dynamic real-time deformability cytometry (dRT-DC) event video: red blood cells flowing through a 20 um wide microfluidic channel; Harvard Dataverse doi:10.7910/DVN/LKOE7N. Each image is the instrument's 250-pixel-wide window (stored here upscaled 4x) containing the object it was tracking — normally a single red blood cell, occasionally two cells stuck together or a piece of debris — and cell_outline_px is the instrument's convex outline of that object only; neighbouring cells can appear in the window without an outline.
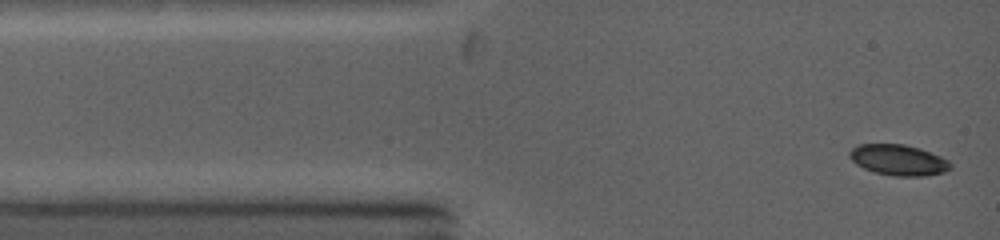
{"species": "common noctule bat (a hibernating species)", "species_latin": "Nyctalus noctula", "temperature_condition": "warm", "stored_images_in_passage": 43, "camera_frame_rate_fps": 5000, "um_per_image_px": 0.085, "animal": {"sex": "female", "body_mass_g": 19.0, "forearm_length_mm": 53.3}, "frame": {"image": 1, "passage_image": 1, "time_ms": 0.0, "image_size_px": [1000, 240], "cell_outline_px": [[952, 168], [944, 172], [928, 176], [896, 176], [876, 172], [864, 168], [856, 164], [848, 156], [848, 152], [856, 144], [904, 144], [920, 148], [940, 156], [948, 160], [952, 164]], "centroid_in_image_um": [76.37, 13.59], "position_along_channel_um": 8.6, "area_um2": 18.21}}
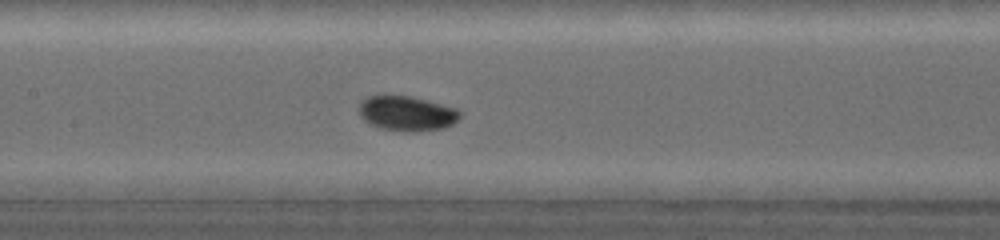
{"frame": {"image": 2, "passage_image": 17, "time_ms": 5.0, "image_size_px": [1000, 240], "cell_outline_px": [[460, 120], [444, 128], [416, 132], [404, 132], [380, 128], [368, 124], [360, 116], [360, 104], [368, 96], [408, 96], [456, 108], [460, 112]], "centroid_in_image_um": [34.59, 9.67], "position_along_channel_um": 172.8, "area_um2": 20.4}}
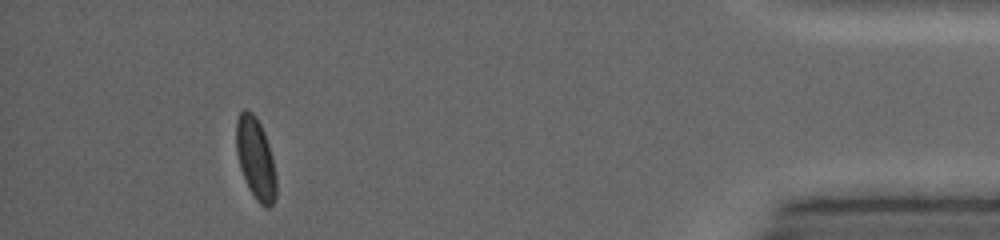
{"frame": {"image": 3, "passage_image": 39, "time_ms": 12.2, "image_size_px": [1000, 240], "cell_outline_px": [[276, 200], [268, 208], [264, 208], [256, 200], [248, 188], [240, 168], [236, 152], [236, 120], [240, 112], [244, 108], [248, 108], [256, 116], [264, 132], [268, 144], [276, 176]], "centroid_in_image_um": [21.71, 13.48], "position_along_channel_um": 413.5, "area_um2": 19.19}, "authors_computed_cell_mechanics": {"area_um2": 18.785, "velocity_mm_per_s": 4.3173, "shape_relaxation_time_tau1_ms": 1.8301, "shape_relaxation_time_tau2_ms": null, "deformation_change_tau1": 0.082, "deformation_change_tau2": null}}